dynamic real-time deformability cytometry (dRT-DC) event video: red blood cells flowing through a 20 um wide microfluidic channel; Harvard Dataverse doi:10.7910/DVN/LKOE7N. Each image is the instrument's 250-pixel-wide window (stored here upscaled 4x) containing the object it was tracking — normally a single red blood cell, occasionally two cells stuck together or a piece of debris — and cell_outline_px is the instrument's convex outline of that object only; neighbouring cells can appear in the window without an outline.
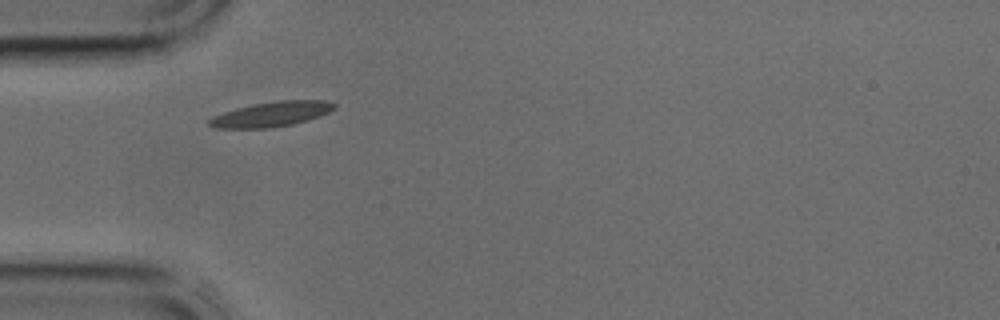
{"species": "common noctule bat (a hibernating species)", "species_latin": "Nyctalus noctula", "temperature_condition": "cold", "stored_images_in_passage": 27, "camera_frame_rate_fps": 3000, "um_per_image_px": 0.085, "animal": {"sex": "male", "body_mass_g": 17.9, "forearm_length_mm": 54.2}, "frame": {"image": 1, "passage_image": 1, "time_ms": 0.0, "image_size_px": [1000, 320], "cell_outline_px": [[336, 108], [328, 112], [308, 120], [292, 124], [268, 128], [216, 128], [208, 124], [208, 120], [212, 116], [236, 108], [252, 104], [276, 100], [324, 100], [336, 104]], "centroid_in_image_um": [23.06, 9.69], "position_along_channel_um": 61.9, "area_um2": 18.15}}